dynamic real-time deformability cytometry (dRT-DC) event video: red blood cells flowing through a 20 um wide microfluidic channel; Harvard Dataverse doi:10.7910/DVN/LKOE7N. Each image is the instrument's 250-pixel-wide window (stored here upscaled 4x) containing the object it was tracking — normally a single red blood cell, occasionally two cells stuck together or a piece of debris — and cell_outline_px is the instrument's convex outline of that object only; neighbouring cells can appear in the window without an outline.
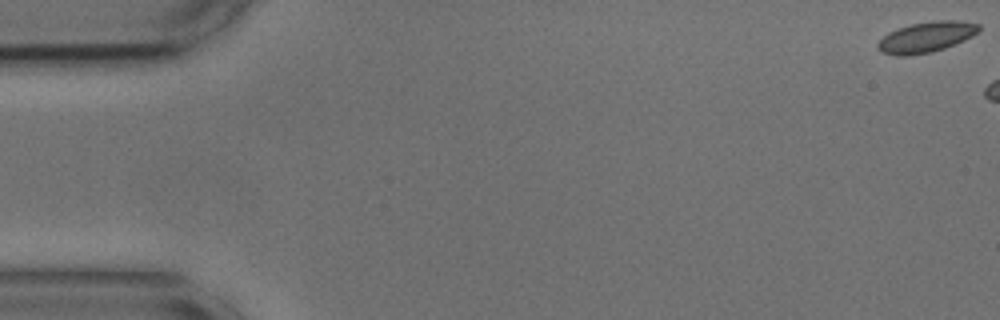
{"species": "common noctule bat (a hibernating species)", "species_latin": "Nyctalus noctula", "temperature_condition": "cold", "stored_images_in_passage": 5, "camera_frame_rate_fps": 3000, "um_per_image_px": 0.085, "animal": {"sex": "male", "body_mass_g": 17.9, "forearm_length_mm": 54.2}, "frame": {"image": 1, "passage_image": 1, "time_ms": 0.0, "image_size_px": [1000, 320], "cell_outline_px": [[980, 32], [964, 40], [944, 48], [932, 52], [908, 56], [896, 56], [880, 52], [876, 44], [888, 32], [896, 28], [912, 24], [936, 20], [956, 20], [980, 24]], "centroid_in_image_um": [78.72, 3.15], "position_along_channel_um": 6.3, "area_um2": 18.15}}